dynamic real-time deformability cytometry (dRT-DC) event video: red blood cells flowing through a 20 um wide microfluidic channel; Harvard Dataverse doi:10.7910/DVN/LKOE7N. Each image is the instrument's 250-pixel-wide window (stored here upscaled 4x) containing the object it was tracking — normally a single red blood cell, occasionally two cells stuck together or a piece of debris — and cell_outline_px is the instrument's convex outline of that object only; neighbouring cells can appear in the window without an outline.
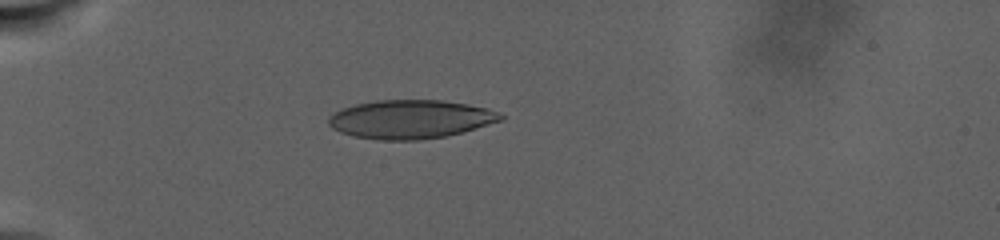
{"species": "human", "species_latin": "Homo sapiens", "temperature_condition": "warm", "stored_images_in_passage": 65, "camera_frame_rate_fps": 3000, "um_per_image_px": 0.085, "donor": {"sex": "male"}, "frame": {"image": 1, "passage_image": 20, "time_ms": 9.333, "image_size_px": [1000, 240], "cell_outline_px": [[504, 120], [460, 132], [444, 136], [416, 140], [384, 140], [352, 136], [340, 132], [332, 128], [328, 124], [328, 116], [340, 108], [356, 104], [376, 100], [444, 100], [468, 104], [488, 108], [500, 112], [504, 116]], "centroid_in_image_um": [34.87, 10.12], "position_along_channel_um": 50.1, "area_um2": 38.84}}
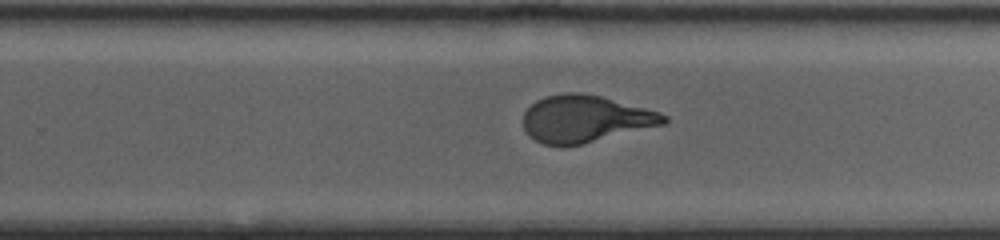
{"frame": {"image": 2, "passage_image": 43, "time_ms": 20.667, "image_size_px": [1000, 240], "cell_outline_px": [[668, 120], [664, 124], [580, 144], [560, 148], [544, 144], [528, 136], [524, 128], [524, 112], [536, 100], [544, 96], [564, 92], [580, 92], [600, 96], [660, 112], [668, 116]], "centroid_in_image_um": [49.7, 10.1], "position_along_channel_um": 280.1, "area_um2": 38.49}}
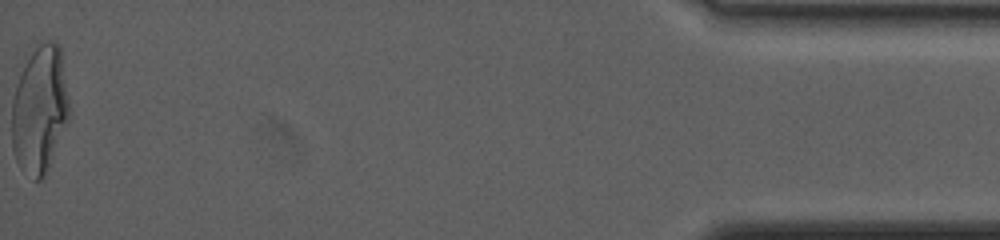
{"frame": {"image": 3, "passage_image": 65, "time_ms": 30.667, "image_size_px": [1000, 240], "cell_outline_px": [[72, 112], [48, 168], [44, 176], [40, 180], [36, 180], [20, 168], [16, 160], [12, 148], [12, 100], [24, 64], [32, 52], [40, 44], [48, 40], [52, 40], [60, 48]], "centroid_in_image_um": [3.4, 9.33], "position_along_channel_um": 431.8, "area_um2": 42.6}}